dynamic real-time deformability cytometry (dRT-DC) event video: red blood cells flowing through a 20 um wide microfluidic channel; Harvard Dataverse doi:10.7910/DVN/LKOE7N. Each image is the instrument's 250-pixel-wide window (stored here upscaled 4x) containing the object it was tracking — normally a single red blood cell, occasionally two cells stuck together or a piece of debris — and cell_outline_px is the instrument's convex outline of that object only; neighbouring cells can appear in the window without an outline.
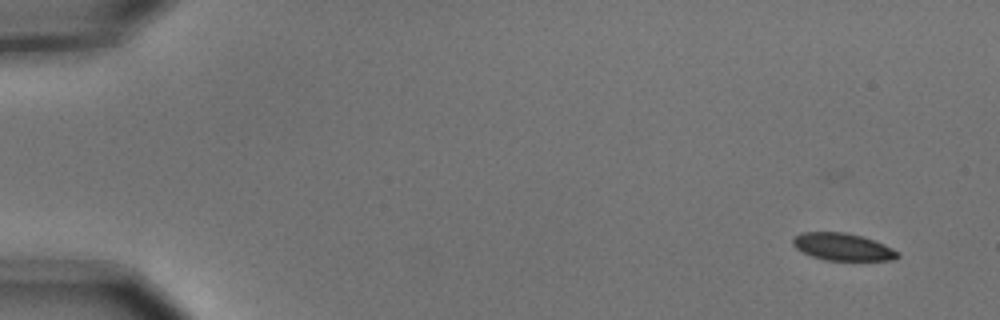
{"species": "common noctule bat (a hibernating species)", "species_latin": "Nyctalus noctula", "temperature_condition": "cold", "stored_images_in_passage": 5, "camera_frame_rate_fps": 3000, "um_per_image_px": 0.085, "animal": {"sex": "male", "body_mass_g": 15.6}, "frame": {"image": 1, "passage_image": 1, "time_ms": 0.0, "image_size_px": [1000, 320], "cell_outline_px": [[900, 256], [892, 260], [824, 260], [812, 256], [796, 248], [792, 244], [792, 236], [804, 232], [844, 232], [860, 236], [884, 244], [900, 252]], "centroid_in_image_um": [71.61, 20.98], "position_along_channel_um": 13.4, "area_um2": 16.59}}
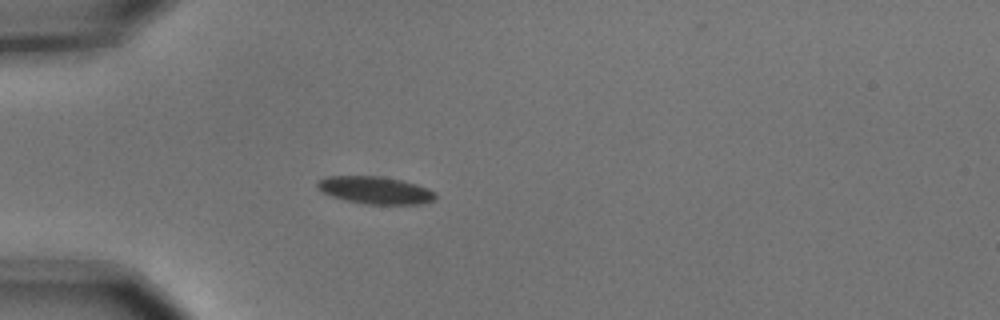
{"frame": {"image": 2, "passage_image": 4, "time_ms": 1.0, "image_size_px": [1000, 320], "cell_outline_px": [[436, 200], [424, 204], [364, 204], [332, 196], [324, 192], [316, 184], [324, 176], [380, 176], [400, 180], [416, 184], [428, 188], [436, 192]], "centroid_in_image_um": [31.96, 16.17], "position_along_channel_um": 53.0, "area_um2": 18.79}}